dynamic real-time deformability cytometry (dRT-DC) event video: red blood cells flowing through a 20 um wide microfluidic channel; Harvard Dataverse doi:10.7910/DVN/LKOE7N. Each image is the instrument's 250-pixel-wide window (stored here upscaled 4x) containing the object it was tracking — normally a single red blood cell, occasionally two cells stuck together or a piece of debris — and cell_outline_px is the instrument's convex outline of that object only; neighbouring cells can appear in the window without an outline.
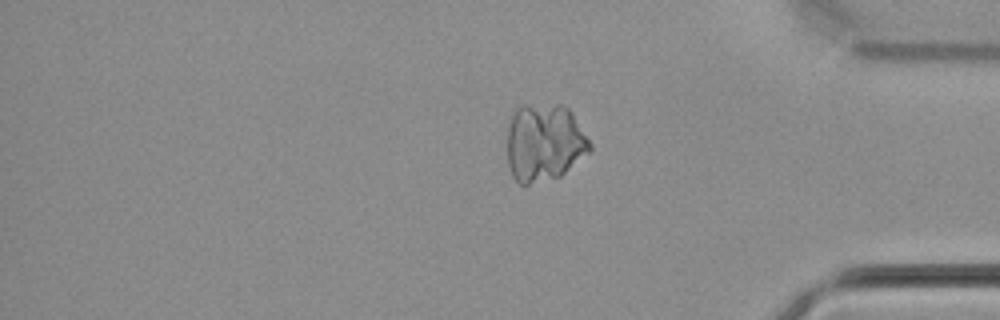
{"species": "common noctule bat (a hibernating species)", "species_latin": "Nyctalus noctula", "temperature_condition": "cold", "stored_images_in_passage": 34, "segment_of_instrument_passage": [2, 2], "camera_frame_rate_fps": 3000, "um_per_image_px": 0.085, "animal": {"sex": "male", "body_mass_g": 21.5, "forearm_length_mm": 52.0}, "frame": {"image": 1, "passage_image": 34, "time_ms": 11.0, "image_size_px": [1000, 320], "cell_outline_px": [[592, 152], [560, 176], [528, 184], [520, 184], [512, 176], [508, 164], [508, 124], [516, 108], [524, 104], [560, 104], [568, 108], [572, 112], [592, 144]], "centroid_in_image_um": [46.29, 12.1], "position_along_channel_um": 388.9, "area_um2": 37.8}}